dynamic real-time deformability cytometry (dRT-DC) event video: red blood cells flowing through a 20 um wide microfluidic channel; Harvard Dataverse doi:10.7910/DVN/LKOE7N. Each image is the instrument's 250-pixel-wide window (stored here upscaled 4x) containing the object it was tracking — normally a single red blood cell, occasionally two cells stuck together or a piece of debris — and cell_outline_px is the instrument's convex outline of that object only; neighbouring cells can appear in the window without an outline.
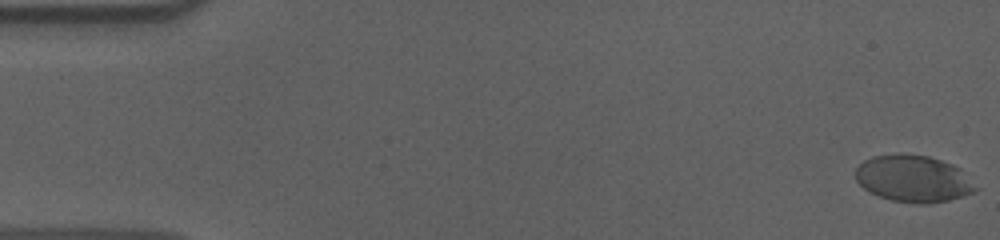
{"species": "human", "species_latin": "Homo sapiens", "temperature_condition": "cold", "stored_images_in_passage": 57, "camera_frame_rate_fps": 3000, "um_per_image_px": 0.085, "donor": {"sex": "male"}, "frame": {"image": 1, "passage_image": 1, "time_ms": 0.0, "image_size_px": [1000, 240], "cell_outline_px": [[980, 188], [972, 192], [948, 200], [928, 204], [920, 204], [892, 200], [868, 192], [856, 180], [856, 168], [864, 160], [872, 156], [900, 152], [928, 156], [952, 164], [960, 168]], "centroid_in_image_um": [77.63, 15.17], "position_along_channel_um": 7.4, "area_um2": 32.95}}
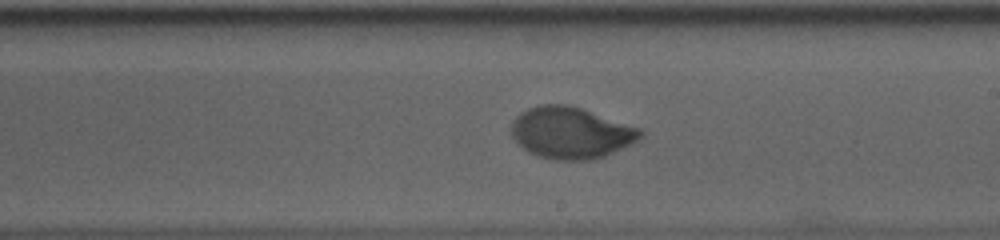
{"frame": {"image": 2, "passage_image": 33, "time_ms": 10.667, "image_size_px": [1000, 240], "cell_outline_px": [[644, 136], [640, 140], [632, 144], [604, 156], [592, 160], [552, 160], [536, 156], [528, 152], [516, 144], [512, 136], [512, 120], [520, 112], [528, 108], [540, 104], [568, 104], [640, 128], [644, 132]], "centroid_in_image_um": [48.51, 11.3], "position_along_channel_um": 240.5, "area_um2": 39.13}}
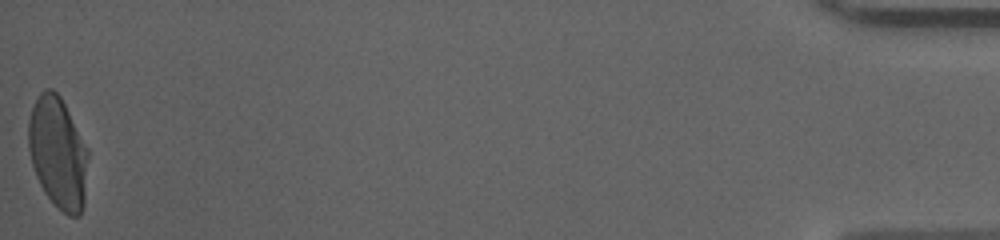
{"frame": {"image": 3, "passage_image": 57, "time_ms": 18.667, "image_size_px": [1000, 240], "cell_outline_px": [[88, 156], [84, 204], [80, 216], [68, 216], [44, 192], [36, 176], [32, 164], [28, 148], [28, 120], [32, 108], [40, 92], [44, 88], [52, 88], [60, 96], [88, 148]], "centroid_in_image_um": [4.92, 12.97], "position_along_channel_um": 430.3, "area_um2": 38.67}, "authors_computed_cell_mechanics": {"area_um2": 37.8012, "velocity_mm_per_s": 3.6065, "shape_relaxation_time_tau1_ms": 3.7504, "shape_relaxation_time_tau2_ms": null, "deformation_change_tau1": 0.1836, "deformation_change_tau2": null}}